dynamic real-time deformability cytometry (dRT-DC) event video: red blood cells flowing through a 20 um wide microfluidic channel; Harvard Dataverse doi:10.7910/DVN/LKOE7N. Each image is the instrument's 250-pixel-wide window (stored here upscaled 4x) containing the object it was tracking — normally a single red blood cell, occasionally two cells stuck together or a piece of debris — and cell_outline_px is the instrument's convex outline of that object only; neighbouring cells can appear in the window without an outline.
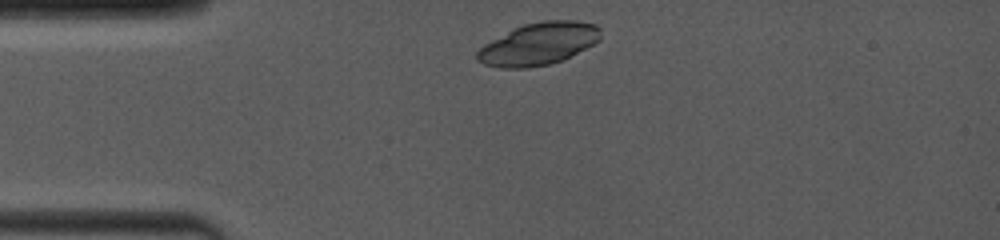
{"species": "common noctule bat (a hibernating species)", "species_latin": "Nyctalus noctula", "temperature_condition": "room temperature", "stored_images_in_passage": 4, "camera_frame_rate_fps": 4000, "um_per_image_px": 0.085, "animal": {"sex": "female", "body_mass_g": 19.0, "forearm_length_mm": 53.3}, "frame": {"image": 1, "passage_image": 1, "time_ms": 0.0, "image_size_px": [1000, 240], "cell_outline_px": [[600, 40], [560, 60], [548, 64], [528, 68], [500, 68], [484, 64], [476, 60], [476, 52], [484, 44], [524, 24], [544, 20], [576, 20], [596, 24], [600, 28]], "centroid_in_image_um": [45.76, 3.72], "position_along_channel_um": 39.2, "area_um2": 30.0}}